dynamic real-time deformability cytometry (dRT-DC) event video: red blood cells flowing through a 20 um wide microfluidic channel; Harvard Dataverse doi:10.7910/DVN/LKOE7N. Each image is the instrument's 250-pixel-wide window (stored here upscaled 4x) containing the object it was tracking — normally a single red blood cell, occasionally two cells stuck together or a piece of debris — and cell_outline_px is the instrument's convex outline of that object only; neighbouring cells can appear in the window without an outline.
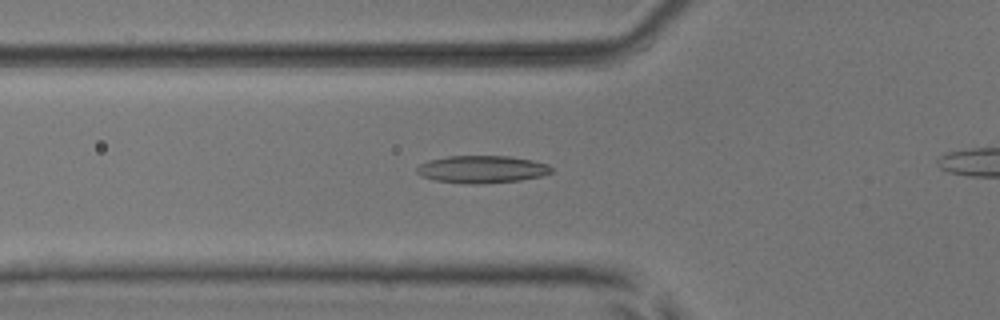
{"species": "common noctule bat (a hibernating species)", "species_latin": "Nyctalus noctula", "temperature_condition": "room temperature", "stored_images_in_passage": 29, "camera_frame_rate_fps": 3000, "um_per_image_px": 0.085, "animal": {"sex": "male", "body_mass_g": 17.9, "forearm_length_mm": 54.2}, "frame": {"image": 1, "passage_image": 2, "time_ms": 0.333, "image_size_px": [1000, 320], "cell_outline_px": [[552, 172], [544, 176], [520, 180], [480, 184], [464, 184], [436, 180], [420, 176], [416, 172], [416, 168], [420, 164], [428, 160], [448, 156], [508, 156], [532, 160], [548, 164], [552, 168]], "centroid_in_image_um": [40.96, 14.39], "position_along_channel_um": 84.8, "area_um2": 21.68}}
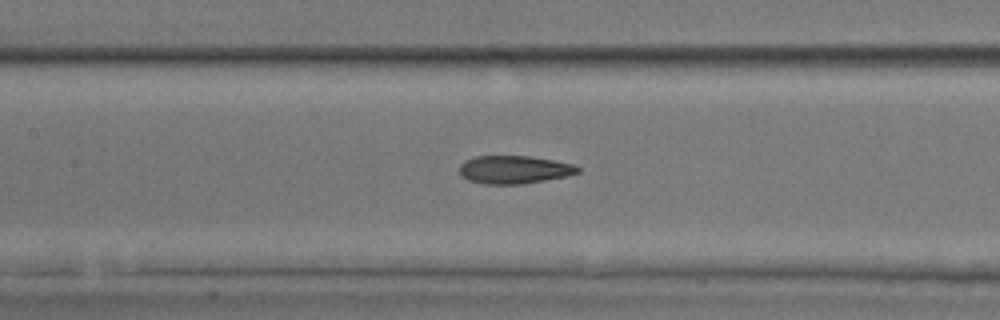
{"frame": {"image": 2, "passage_image": 8, "time_ms": 2.333, "image_size_px": [1000, 320], "cell_outline_px": [[580, 172], [568, 176], [524, 184], [484, 184], [468, 180], [460, 176], [460, 164], [464, 160], [476, 156], [528, 156], [552, 160], [572, 164], [580, 168]], "centroid_in_image_um": [43.68, 14.42], "position_along_channel_um": 163.7, "area_um2": 19.42}}
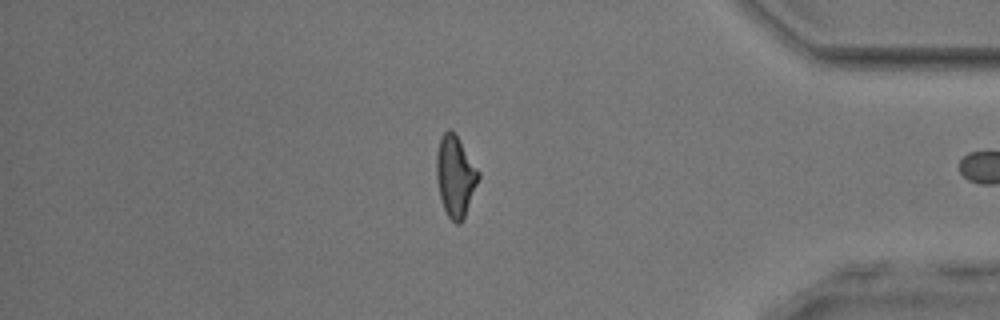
{"frame": {"image": 3, "passage_image": 28, "time_ms": 9.0, "image_size_px": [1000, 320], "cell_outline_px": [[480, 176], [464, 216], [460, 224], [456, 224], [448, 216], [444, 208], [440, 196], [436, 176], [436, 152], [440, 136], [448, 128], [456, 136], [480, 172]], "centroid_in_image_um": [38.68, 14.96], "position_along_channel_um": 396.5, "area_um2": 19.42}}